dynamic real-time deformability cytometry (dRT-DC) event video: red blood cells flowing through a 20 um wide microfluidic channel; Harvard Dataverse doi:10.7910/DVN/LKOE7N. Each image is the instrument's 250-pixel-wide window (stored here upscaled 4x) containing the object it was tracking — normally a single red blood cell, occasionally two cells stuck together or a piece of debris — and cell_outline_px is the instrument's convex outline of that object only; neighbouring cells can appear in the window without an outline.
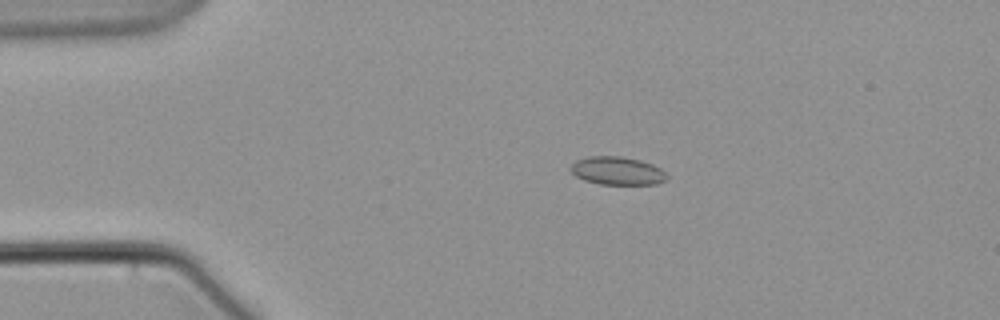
{"species": "common noctule bat (a hibernating species)", "species_latin": "Nyctalus noctula", "temperature_condition": "warm", "stored_images_in_passage": 7, "camera_frame_rate_fps": 3000, "um_per_image_px": 0.085, "animal": {"sex": "male", "body_mass_g": 21.5, "forearm_length_mm": 52.0}, "frame": {"image": 1, "passage_image": 3, "time_ms": 2.333, "image_size_px": [1000, 320], "cell_outline_px": [[668, 176], [664, 180], [656, 184], [600, 184], [584, 180], [576, 176], [572, 172], [572, 164], [576, 160], [588, 156], [620, 156], [640, 160], [652, 164], [660, 168]], "centroid_in_image_um": [52.47, 14.51], "position_along_channel_um": 32.5, "area_um2": 15.61}}
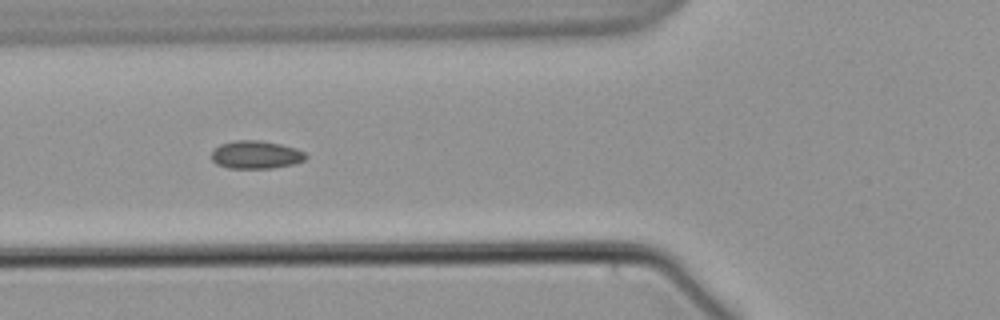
{"frame": {"image": 2, "passage_image": 6, "time_ms": 6.0, "image_size_px": [1000, 320], "cell_outline_px": [[308, 156], [304, 160], [292, 164], [272, 168], [228, 168], [216, 164], [212, 160], [212, 152], [220, 144], [236, 140], [260, 140], [280, 144], [296, 148], [304, 152]], "centroid_in_image_um": [21.75, 13.15], "position_along_channel_um": 104.0, "area_um2": 15.32}}